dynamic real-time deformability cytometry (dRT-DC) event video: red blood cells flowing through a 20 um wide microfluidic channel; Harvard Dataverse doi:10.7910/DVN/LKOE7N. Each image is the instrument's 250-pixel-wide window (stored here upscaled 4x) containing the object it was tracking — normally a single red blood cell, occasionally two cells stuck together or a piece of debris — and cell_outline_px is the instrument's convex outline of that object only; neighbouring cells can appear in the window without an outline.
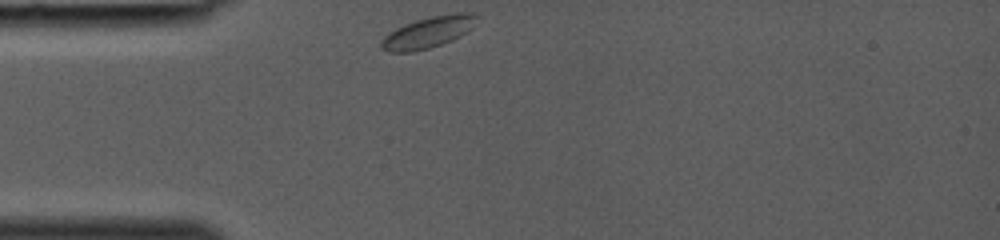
{"species": "common noctule bat (a hibernating species)", "species_latin": "Nyctalus noctula", "temperature_condition": "room temperature", "stored_images_in_passage": 24, "camera_frame_rate_fps": 3000, "um_per_image_px": 0.085, "animal": {"sex": "female", "body_mass_g": 19.0, "forearm_length_mm": 53.3}, "frame": {"image": 1, "passage_image": 1, "time_ms": 0.0, "image_size_px": [1000, 240], "cell_outline_px": [[476, 16], [472, 28], [468, 32], [452, 40], [428, 48], [412, 52], [388, 52], [380, 48], [380, 40], [384, 36], [396, 28], [416, 20], [432, 16], [456, 12], [476, 12]], "centroid_in_image_um": [36.38, 2.74], "position_along_channel_um": 48.6, "area_um2": 17.4}}
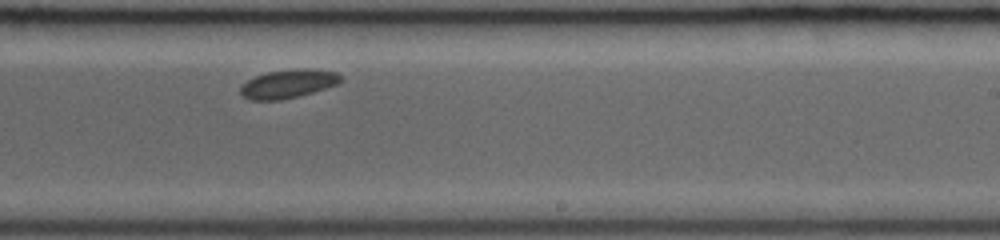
{"frame": {"image": 2, "passage_image": 15, "time_ms": 4.667, "image_size_px": [1000, 240], "cell_outline_px": [[340, 80], [336, 84], [312, 92], [280, 100], [248, 100], [240, 92], [240, 88], [248, 80], [256, 76], [268, 72], [300, 68], [308, 68], [336, 72], [340, 76]], "centroid_in_image_um": [24.46, 7.12], "position_along_channel_um": 264.5, "area_um2": 16.3}}
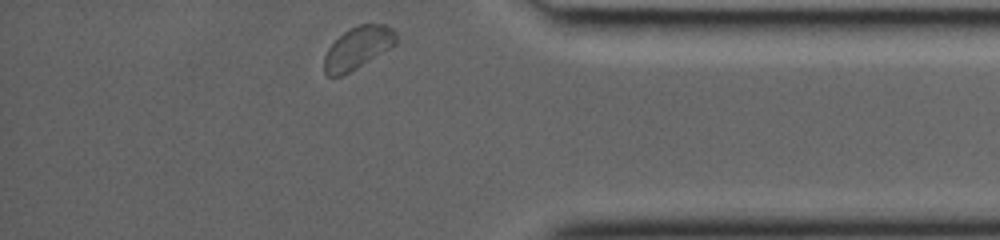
{"frame": {"image": 3, "passage_image": 24, "time_ms": 7.667, "image_size_px": [1000, 240], "cell_outline_px": [[396, 44], [356, 68], [340, 76], [328, 76], [324, 72], [324, 56], [328, 48], [344, 32], [360, 24], [384, 24], [392, 28], [396, 32]], "centroid_in_image_um": [30.41, 4.06], "position_along_channel_um": 404.8, "area_um2": 17.34}}